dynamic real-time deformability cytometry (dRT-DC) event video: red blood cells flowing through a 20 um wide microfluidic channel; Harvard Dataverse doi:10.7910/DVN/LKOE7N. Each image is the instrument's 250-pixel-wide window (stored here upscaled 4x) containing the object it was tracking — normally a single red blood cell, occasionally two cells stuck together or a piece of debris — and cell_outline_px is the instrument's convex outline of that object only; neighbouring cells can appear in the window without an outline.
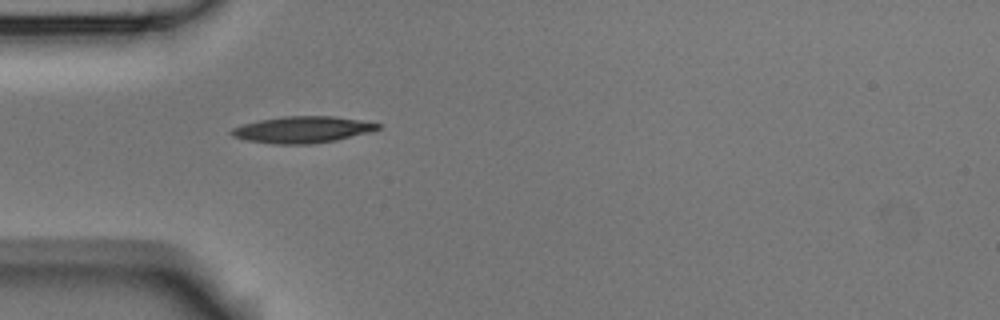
{"species": "Egyptian fruit bat (a non-hibernating species)", "species_latin": "Rousettus aegyptiacus", "temperature_condition": "room temperature", "stored_images_in_passage": 1, "camera_frame_rate_fps": 3000, "um_per_image_px": 0.085, "animal": {"sex": "male"}, "frame": {"image": 1, "passage_image": 1, "time_ms": 0.0, "image_size_px": [1000, 320], "cell_outline_px": [[380, 128], [368, 132], [336, 140], [308, 144], [276, 144], [248, 140], [232, 136], [228, 132], [232, 128], [244, 124], [260, 120], [284, 116], [332, 116], [360, 120], [380, 124]], "centroid_in_image_um": [25.68, 11.01], "position_along_channel_um": 59.3, "area_um2": 22.31}}